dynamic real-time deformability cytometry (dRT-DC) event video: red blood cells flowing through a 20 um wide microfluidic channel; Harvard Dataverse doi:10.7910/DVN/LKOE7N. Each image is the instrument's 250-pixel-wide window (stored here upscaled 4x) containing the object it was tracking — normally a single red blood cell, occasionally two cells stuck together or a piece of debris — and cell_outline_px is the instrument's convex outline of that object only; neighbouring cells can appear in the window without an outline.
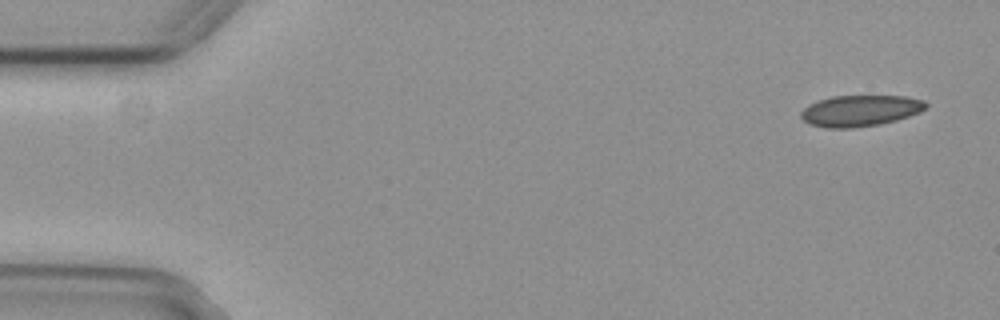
{"species": "common noctule bat (a hibernating species)", "species_latin": "Nyctalus noctula", "temperature_condition": "cold", "stored_images_in_passage": 49, "camera_frame_rate_fps": 3000, "um_per_image_px": 0.085, "animal": {"sex": "female", "body_mass_g": 29.2, "forearm_length_mm": 56.3}, "frame": {"image": 1, "passage_image": 1, "time_ms": 0.0, "image_size_px": [1000, 320], "cell_outline_px": [[928, 108], [920, 112], [896, 120], [880, 124], [852, 128], [828, 128], [808, 124], [800, 116], [800, 112], [808, 104], [832, 96], [904, 96], [924, 100], [928, 104]], "centroid_in_image_um": [73.12, 9.41], "position_along_channel_um": 11.9, "area_um2": 22.77}}
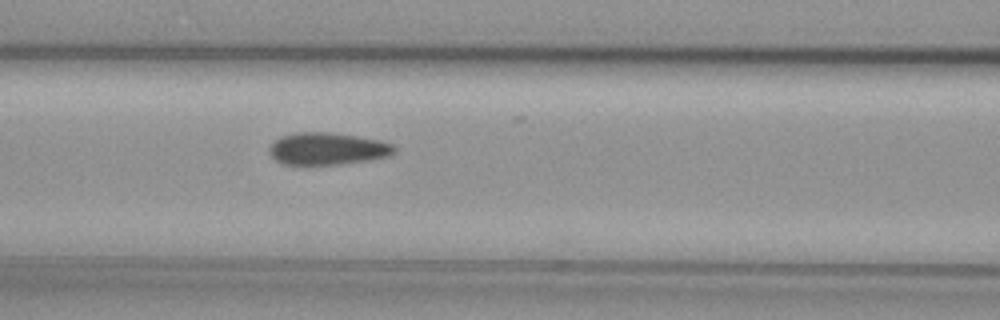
{"frame": {"image": 2, "passage_image": 21, "time_ms": 6.667, "image_size_px": [1000, 320], "cell_outline_px": [[396, 152], [388, 156], [368, 160], [340, 164], [284, 164], [276, 160], [272, 156], [268, 148], [280, 136], [296, 132], [328, 132], [356, 136], [380, 140], [392, 144], [396, 148]], "centroid_in_image_um": [27.84, 12.63], "position_along_channel_um": 138.8, "area_um2": 23.29}}
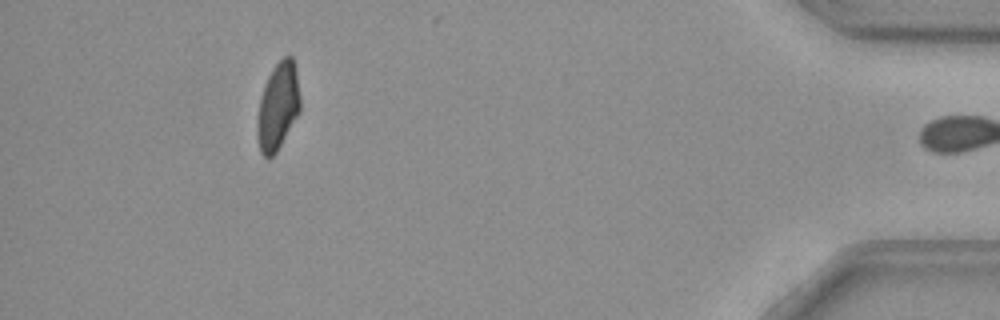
{"frame": {"image": 3, "passage_image": 48, "time_ms": 15.667, "image_size_px": [1000, 320], "cell_outline_px": [[300, 112], [276, 152], [272, 156], [264, 156], [260, 152], [256, 136], [256, 124], [260, 96], [268, 76], [272, 68], [284, 56], [292, 56], [296, 68], [300, 96]], "centroid_in_image_um": [23.61, 9.03], "position_along_channel_um": 411.6, "area_um2": 21.96}, "authors_computed_cell_mechanics": {"area_um2": 23.4668, "velocity_mm_per_s": 3.7639, "shape_relaxation_time_tau1_ms": 8.117, "shape_relaxation_time_tau2_ms": 1.5173, "deformation_change_tau1": 0.1518, "deformation_change_tau2": 0.0809}}